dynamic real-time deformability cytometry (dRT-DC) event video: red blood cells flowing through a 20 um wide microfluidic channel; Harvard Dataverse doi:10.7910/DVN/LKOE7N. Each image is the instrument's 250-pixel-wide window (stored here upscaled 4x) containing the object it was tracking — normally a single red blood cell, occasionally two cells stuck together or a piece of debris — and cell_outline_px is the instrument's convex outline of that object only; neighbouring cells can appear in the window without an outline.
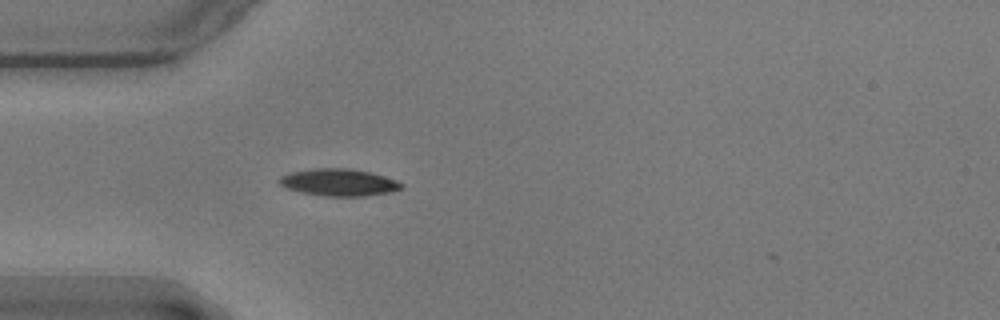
{"species": "common noctule bat (a hibernating species)", "species_latin": "Nyctalus noctula", "temperature_condition": "warm", "stored_images_in_passage": 2, "camera_frame_rate_fps": 3000, "um_per_image_px": 0.085, "animal": {"sex": "male", "body_mass_g": 17.9}, "frame": {"image": 1, "passage_image": 1, "time_ms": 0.0, "image_size_px": [1000, 320], "cell_outline_px": [[404, 184], [400, 188], [388, 192], [364, 196], [324, 196], [300, 192], [288, 188], [280, 184], [276, 180], [280, 176], [288, 172], [316, 168], [348, 168], [368, 172], [384, 176], [396, 180]], "centroid_in_image_um": [28.74, 15.49], "position_along_channel_um": 56.3, "area_um2": 19.19}}